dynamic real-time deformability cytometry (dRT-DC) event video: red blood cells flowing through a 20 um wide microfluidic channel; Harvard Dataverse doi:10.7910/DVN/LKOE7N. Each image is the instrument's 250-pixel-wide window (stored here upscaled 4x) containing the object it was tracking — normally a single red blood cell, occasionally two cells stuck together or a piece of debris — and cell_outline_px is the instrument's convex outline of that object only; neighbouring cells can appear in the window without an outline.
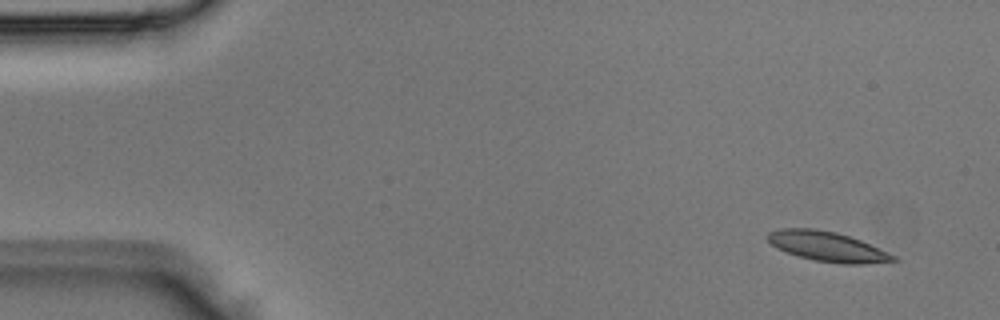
{"species": "Egyptian fruit bat (a non-hibernating species)", "species_latin": "Rousettus aegyptiacus", "temperature_condition": "room temperature", "stored_images_in_passage": 2, "segment_of_instrument_passage": [2, 2], "camera_frame_rate_fps": 3000, "um_per_image_px": 0.085, "animal": {"sex": "male"}, "frame": {"image": 1, "passage_image": 2, "time_ms": 0.333, "image_size_px": [1000, 320], "cell_outline_px": [[900, 260], [864, 264], [844, 264], [816, 260], [800, 256], [776, 248], [768, 240], [768, 232], [780, 228], [816, 228], [836, 232], [860, 240], [896, 256]], "centroid_in_image_um": [70.33, 20.94], "position_along_channel_um": 14.7, "area_um2": 21.56}}